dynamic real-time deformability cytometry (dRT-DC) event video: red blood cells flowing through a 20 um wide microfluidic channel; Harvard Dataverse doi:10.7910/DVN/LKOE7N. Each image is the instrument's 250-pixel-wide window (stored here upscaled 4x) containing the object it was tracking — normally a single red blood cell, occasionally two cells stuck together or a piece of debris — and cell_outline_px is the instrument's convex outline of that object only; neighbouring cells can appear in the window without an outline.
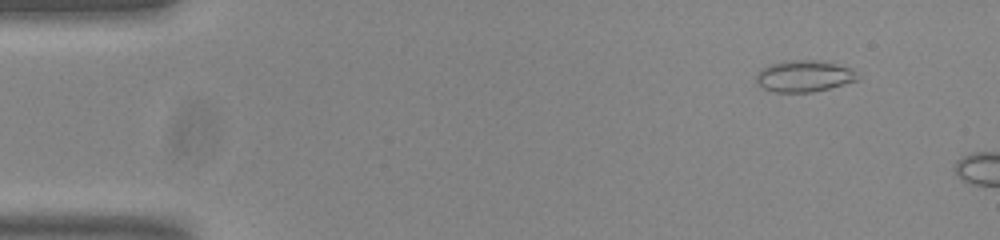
{"species": "common noctule bat (a hibernating species)", "species_latin": "Nyctalus noctula", "temperature_condition": "room temperature", "stored_images_in_passage": 4, "camera_frame_rate_fps": 3000, "um_per_image_px": 0.085, "animal": {"sex": "male", "body_mass_g": 20.0, "forearm_length_mm": 53.3}, "frame": {"image": 1, "passage_image": 1, "time_ms": 0.0, "image_size_px": [1000, 240], "cell_outline_px": [[860, 76], [856, 80], [844, 84], [812, 92], [776, 92], [764, 88], [756, 84], [756, 76], [760, 68], [784, 60], [816, 60], [836, 64], [852, 68]], "centroid_in_image_um": [68.33, 6.46], "position_along_channel_um": 16.7, "area_um2": 18.61}}